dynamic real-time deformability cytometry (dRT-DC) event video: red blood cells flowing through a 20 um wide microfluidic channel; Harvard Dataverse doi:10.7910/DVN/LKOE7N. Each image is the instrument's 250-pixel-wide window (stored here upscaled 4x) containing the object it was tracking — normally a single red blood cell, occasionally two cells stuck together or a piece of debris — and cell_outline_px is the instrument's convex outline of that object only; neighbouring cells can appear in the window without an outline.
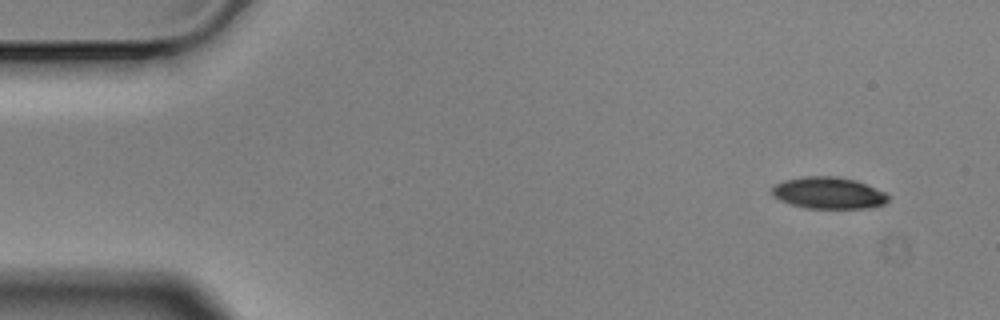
{"species": "Egyptian fruit bat (a non-hibernating species)", "species_latin": "Rousettus aegyptiacus", "temperature_condition": "cold", "stored_images_in_passage": 3, "camera_frame_rate_fps": 3000, "um_per_image_px": 0.085, "animal": {"sex": "male"}, "frame": {"image": 1, "passage_image": 3, "time_ms": 0.667, "image_size_px": [1000, 320], "cell_outline_px": [[888, 200], [884, 204], [868, 208], [808, 208], [792, 204], [780, 200], [772, 196], [772, 188], [776, 184], [784, 180], [804, 176], [836, 176], [856, 180], [884, 192], [888, 196]], "centroid_in_image_um": [70.41, 16.39], "position_along_channel_um": 14.6, "area_um2": 21.33}}